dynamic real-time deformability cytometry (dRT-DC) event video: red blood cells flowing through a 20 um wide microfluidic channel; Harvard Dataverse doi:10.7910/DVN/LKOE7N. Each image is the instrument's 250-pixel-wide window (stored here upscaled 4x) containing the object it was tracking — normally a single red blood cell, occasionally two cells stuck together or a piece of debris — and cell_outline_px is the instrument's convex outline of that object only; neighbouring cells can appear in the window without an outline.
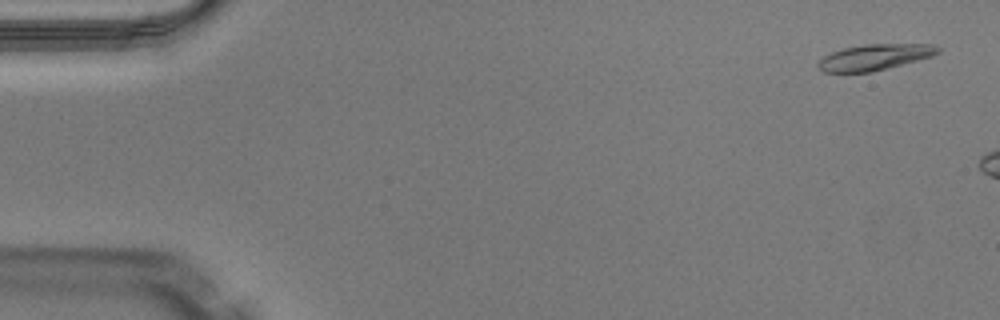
{"species": "Egyptian fruit bat (a non-hibernating species)", "species_latin": "Rousettus aegyptiacus", "temperature_condition": "warm", "stored_images_in_passage": 8, "camera_frame_rate_fps": 3000, "um_per_image_px": 0.085, "animal": {"sex": "male"}, "frame": {"image": 1, "passage_image": 2, "time_ms": 0.333, "image_size_px": [1000, 320], "cell_outline_px": [[940, 52], [932, 56], [888, 68], [872, 72], [824, 72], [816, 64], [824, 56], [832, 52], [844, 48], [864, 44], [932, 44], [940, 48]], "centroid_in_image_um": [74.35, 4.85], "position_along_channel_um": 10.6, "area_um2": 17.98}}